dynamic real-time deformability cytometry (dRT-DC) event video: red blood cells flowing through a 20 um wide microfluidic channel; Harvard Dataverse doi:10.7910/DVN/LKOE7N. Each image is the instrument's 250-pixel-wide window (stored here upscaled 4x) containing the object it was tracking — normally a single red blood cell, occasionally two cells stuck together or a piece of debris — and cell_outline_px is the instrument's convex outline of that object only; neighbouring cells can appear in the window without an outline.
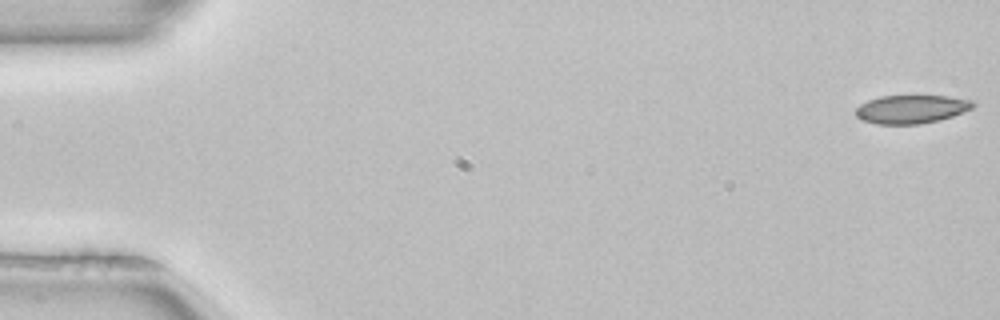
{"species": "common noctule bat (a hibernating species)", "species_latin": "Nyctalus noctula", "temperature_condition": "room temperature", "stored_images_in_passage": 52, "camera_frame_rate_fps": 3000, "um_per_image_px": 0.085, "animal": {"sex": "female", "body_mass_g": 22.7, "forearm_length_mm": 54.2}, "frame": {"image": 1, "passage_image": 1, "time_ms": 0.0, "image_size_px": [1000, 320], "cell_outline_px": [[976, 104], [972, 108], [952, 116], [940, 120], [920, 124], [876, 124], [860, 120], [856, 116], [856, 108], [860, 104], [868, 100], [880, 96], [948, 96], [972, 100]], "centroid_in_image_um": [77.44, 9.28], "position_along_channel_um": 7.6, "area_um2": 19.48}}
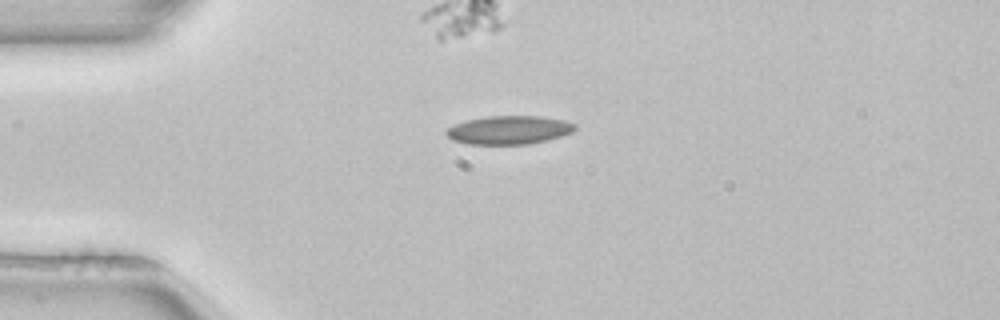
{"frame": {"image": 2, "passage_image": 13, "time_ms": 4.0, "image_size_px": [1000, 320], "cell_outline_px": [[576, 128], [572, 132], [560, 136], [528, 144], [468, 144], [452, 140], [444, 132], [448, 128], [456, 124], [468, 120], [488, 116], [540, 116], [564, 120], [576, 124]], "centroid_in_image_um": [43.26, 11.05], "position_along_channel_um": 41.7, "area_um2": 21.15}, "authors_computed_cell_mechanics": {"area_um2": 20.4323, "velocity_mm_per_s": 3.9713, "shape_relaxation_time_tau1_ms": null, "shape_relaxation_time_tau2_ms": 9.5862, "deformation_change_tau1": null, "deformation_change_tau2": 0.1749}}